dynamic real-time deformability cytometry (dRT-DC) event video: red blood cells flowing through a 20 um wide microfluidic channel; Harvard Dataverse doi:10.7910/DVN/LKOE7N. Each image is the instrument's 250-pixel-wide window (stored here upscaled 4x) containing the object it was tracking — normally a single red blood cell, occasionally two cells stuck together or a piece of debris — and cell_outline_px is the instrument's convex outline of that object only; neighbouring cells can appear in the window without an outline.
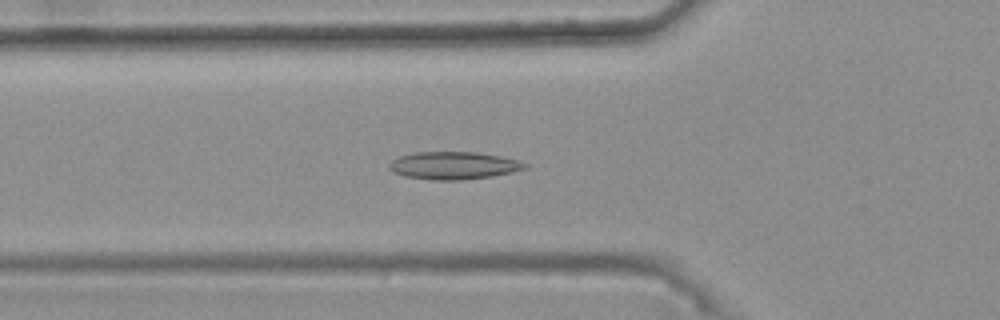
{"species": "common noctule bat (a hibernating species)", "species_latin": "Nyctalus noctula", "temperature_condition": "warm", "stored_images_in_passage": 45, "camera_frame_rate_fps": 3000, "um_per_image_px": 0.085, "animal": {"sex": "female", "body_mass_g": 25.1}, "frame": {"image": 1, "passage_image": 18, "time_ms": 5.667, "image_size_px": [1000, 320], "cell_outline_px": [[528, 168], [512, 172], [492, 176], [464, 180], [432, 180], [404, 176], [392, 172], [388, 168], [388, 164], [392, 160], [400, 156], [416, 152], [476, 152], [500, 156], [520, 160], [528, 164]], "centroid_in_image_um": [38.56, 14.07], "position_along_channel_um": 87.2, "area_um2": 22.02}}
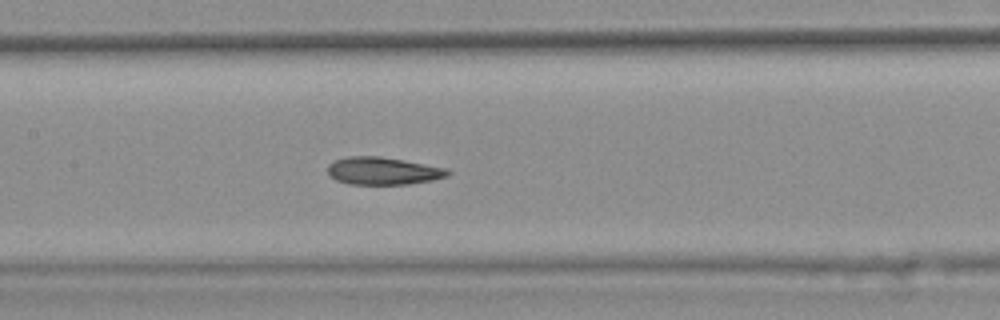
{"frame": {"image": 2, "passage_image": 25, "time_ms": 8.0, "image_size_px": [1000, 320], "cell_outline_px": [[452, 172], [448, 176], [432, 180], [408, 184], [352, 184], [336, 180], [328, 172], [328, 164], [336, 160], [348, 156], [380, 156], [404, 160], [448, 168]], "centroid_in_image_um": [32.6, 14.52], "position_along_channel_um": 174.8, "area_um2": 19.25}}
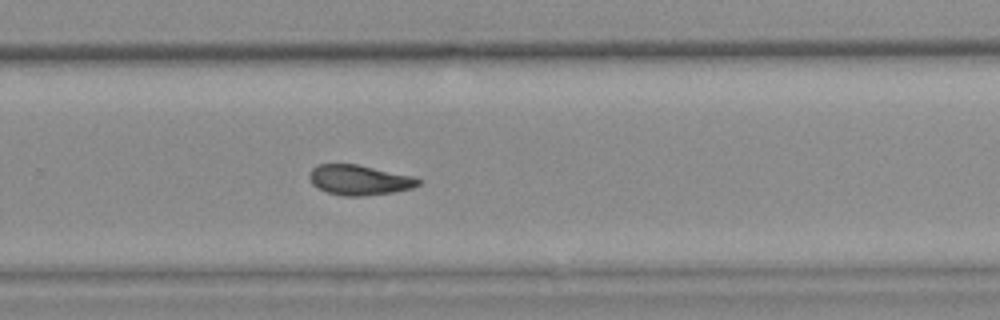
{"frame": {"image": 3, "passage_image": 35, "time_ms": 11.333, "image_size_px": [1000, 320], "cell_outline_px": [[420, 184], [412, 188], [392, 192], [364, 196], [344, 196], [328, 192], [316, 188], [312, 184], [308, 176], [312, 168], [316, 164], [356, 164], [408, 176], [420, 180]], "centroid_in_image_um": [30.45, 15.31], "position_along_channel_um": 299.4, "area_um2": 18.79}, "authors_computed_cell_mechanics": {"area_um2": 19.8832, "velocity_mm_per_s": 3.7426, "shape_relaxation_time_tau1_ms": null, "shape_relaxation_time_tau2_ms": 3.1978, "deformation_change_tau1": null, "deformation_change_tau2": 0.0936}}